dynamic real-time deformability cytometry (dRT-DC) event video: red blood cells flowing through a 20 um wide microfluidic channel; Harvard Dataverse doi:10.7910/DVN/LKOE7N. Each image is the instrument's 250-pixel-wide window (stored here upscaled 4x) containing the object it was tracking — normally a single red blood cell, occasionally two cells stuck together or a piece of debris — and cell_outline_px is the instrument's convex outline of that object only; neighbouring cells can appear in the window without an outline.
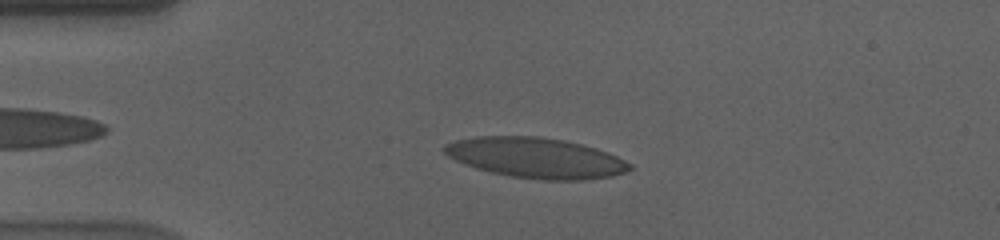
{"species": "human", "species_latin": "Homo sapiens", "temperature_condition": "cold", "stored_images_in_passage": 46, "camera_frame_rate_fps": 3000, "um_per_image_px": 0.085, "donor": {"sex": "male"}, "frame": {"image": 1, "passage_image": 8, "time_ms": 2.333, "image_size_px": [1000, 240], "cell_outline_px": [[632, 168], [624, 172], [612, 176], [580, 180], [540, 180], [512, 176], [492, 172], [476, 168], [464, 164], [448, 156], [440, 148], [444, 144], [456, 140], [476, 136], [536, 136], [564, 140], [596, 148], [608, 152], [632, 164]], "centroid_in_image_um": [45.52, 13.41], "position_along_channel_um": 39.5, "area_um2": 43.52}}
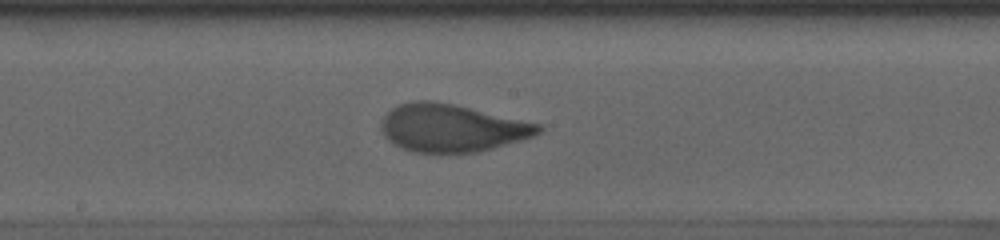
{"frame": {"image": 2, "passage_image": 25, "time_ms": 8.0, "image_size_px": [1000, 240], "cell_outline_px": [[544, 128], [540, 132], [532, 136], [520, 140], [492, 148], [476, 152], [412, 152], [400, 148], [392, 144], [380, 132], [380, 124], [384, 116], [392, 108], [400, 104], [412, 100], [432, 100], [452, 104], [540, 124]], "centroid_in_image_um": [38.33, 10.88], "position_along_channel_um": 209.9, "area_um2": 43.41}}
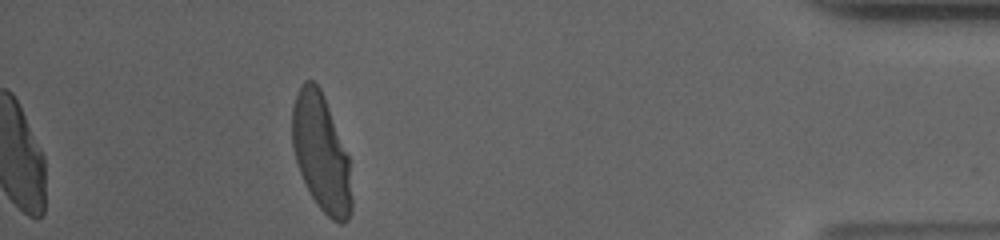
{"frame": {"image": 3, "passage_image": 46, "time_ms": 15.0, "image_size_px": [1000, 240], "cell_outline_px": [[352, 212], [348, 220], [344, 224], [340, 224], [332, 220], [320, 208], [312, 196], [300, 172], [296, 160], [292, 144], [292, 104], [304, 80], [312, 80], [320, 88], [324, 96], [348, 156], [352, 200]], "centroid_in_image_um": [27.3, 13.02], "position_along_channel_um": 407.9, "area_um2": 40.23}, "authors_computed_cell_mechanics": {"area_um2": 42.8298, "velocity_mm_per_s": 3.5734, "shape_relaxation_time_tau1_ms": 4.7661, "shape_relaxation_time_tau2_ms": 0.8328, "deformation_change_tau1": 0.2019, "deformation_change_tau2": 0.061}}